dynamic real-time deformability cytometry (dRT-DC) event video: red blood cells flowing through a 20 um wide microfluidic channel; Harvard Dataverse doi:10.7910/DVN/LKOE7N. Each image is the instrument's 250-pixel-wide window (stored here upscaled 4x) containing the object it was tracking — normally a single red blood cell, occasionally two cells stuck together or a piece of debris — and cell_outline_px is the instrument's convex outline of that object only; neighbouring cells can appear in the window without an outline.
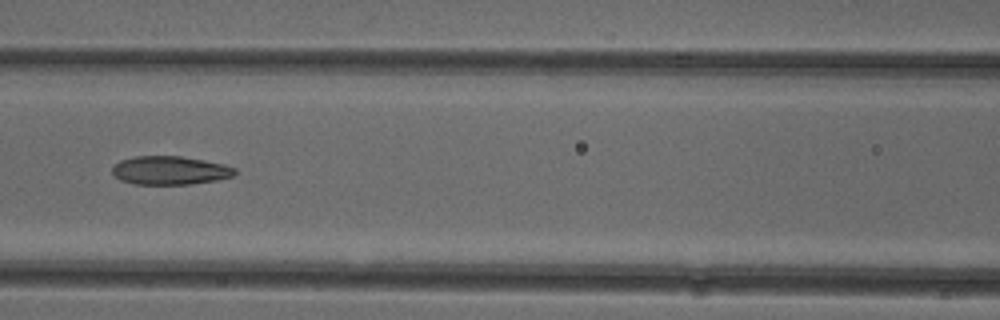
{"species": "common noctule bat (a hibernating species)", "species_latin": "Nyctalus noctula", "temperature_condition": "cold", "stored_images_in_passage": 4, "camera_frame_rate_fps": 3000, "um_per_image_px": 0.085, "animal": {"sex": "female"}, "frame": {"image": 1, "passage_image": 4, "time_ms": 3.333, "image_size_px": [1000, 320], "cell_outline_px": [[236, 172], [232, 176], [216, 180], [188, 184], [136, 184], [120, 180], [112, 172], [112, 168], [120, 160], [136, 156], [180, 156], [204, 160], [224, 164], [236, 168]], "centroid_in_image_um": [14.45, 14.48], "position_along_channel_um": 152.2, "area_um2": 20.23}}